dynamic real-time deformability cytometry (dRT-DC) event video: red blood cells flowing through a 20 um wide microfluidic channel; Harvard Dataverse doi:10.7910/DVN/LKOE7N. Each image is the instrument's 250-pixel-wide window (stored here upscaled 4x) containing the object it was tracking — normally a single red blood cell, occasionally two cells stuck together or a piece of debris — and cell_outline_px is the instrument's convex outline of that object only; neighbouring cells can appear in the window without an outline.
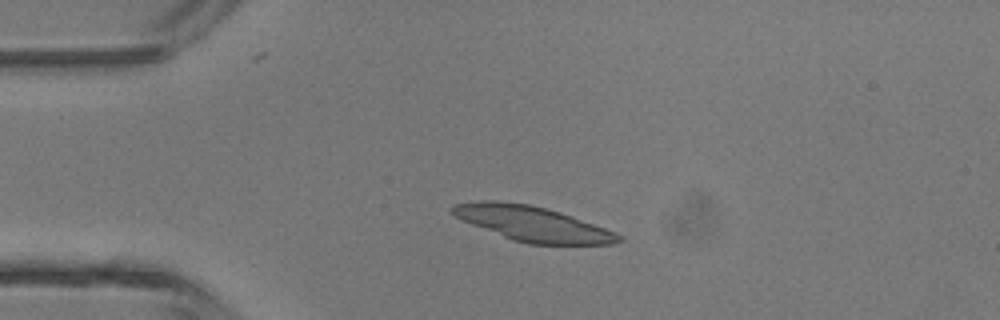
{"species": "common noctule bat (a hibernating species)", "species_latin": "Nyctalus noctula", "temperature_condition": "room temperature", "stored_images_in_passage": 4, "camera_frame_rate_fps": 3000, "um_per_image_px": 0.085, "animal": {"sex": "male", "body_mass_g": 13.3}, "frame": {"image": 1, "passage_image": 3, "time_ms": 0.667, "image_size_px": [1000, 320], "cell_outline_px": [[624, 240], [612, 244], [528, 244], [512, 240], [460, 220], [448, 208], [456, 204], [476, 200], [496, 200], [528, 204], [560, 212], [572, 216], [616, 232], [624, 236]], "centroid_in_image_um": [45.25, 19.01], "position_along_channel_um": 39.8, "area_um2": 33.93}}